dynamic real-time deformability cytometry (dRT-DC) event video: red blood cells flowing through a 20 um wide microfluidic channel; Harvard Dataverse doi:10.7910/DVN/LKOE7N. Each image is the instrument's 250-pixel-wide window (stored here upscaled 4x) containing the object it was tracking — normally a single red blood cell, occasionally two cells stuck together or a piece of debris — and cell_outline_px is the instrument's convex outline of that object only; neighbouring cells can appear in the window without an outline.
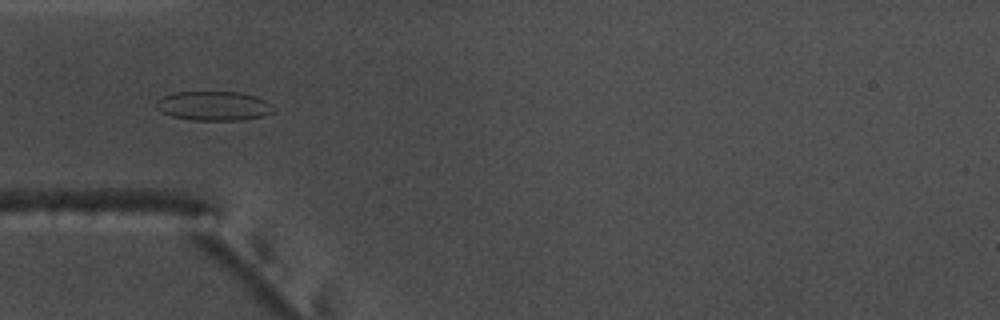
{"species": "common noctule bat (a hibernating species)", "species_latin": "Nyctalus noctula", "temperature_condition": "warm", "stored_images_in_passage": 55, "camera_frame_rate_fps": 3000, "um_per_image_px": 0.085, "animal": {"sex": "male", "body_mass_g": 17.5, "forearm_length_mm": 52.3}, "frame": {"image": 1, "passage_image": 17, "time_ms": 5.333, "image_size_px": [1000, 320], "cell_outline_px": [[276, 112], [264, 116], [244, 120], [192, 120], [172, 116], [160, 112], [156, 108], [156, 100], [164, 96], [176, 92], [240, 92], [256, 96], [268, 100], [272, 104]], "centroid_in_image_um": [18.22, 9.0], "position_along_channel_um": 66.8, "area_um2": 20.35}}
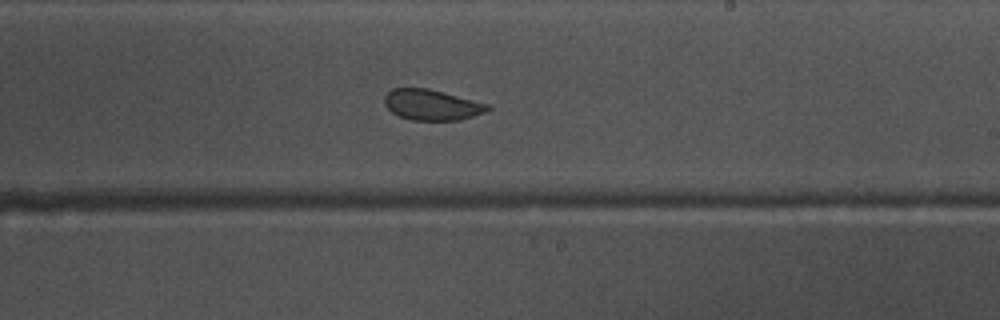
{"frame": {"image": 2, "passage_image": 32, "time_ms": 10.333, "image_size_px": [1000, 320], "cell_outline_px": [[492, 108], [484, 112], [460, 120], [412, 120], [400, 116], [392, 112], [384, 104], [384, 96], [392, 88], [428, 88], [488, 104]], "centroid_in_image_um": [36.68, 8.91], "position_along_channel_um": 252.3, "area_um2": 18.26}}
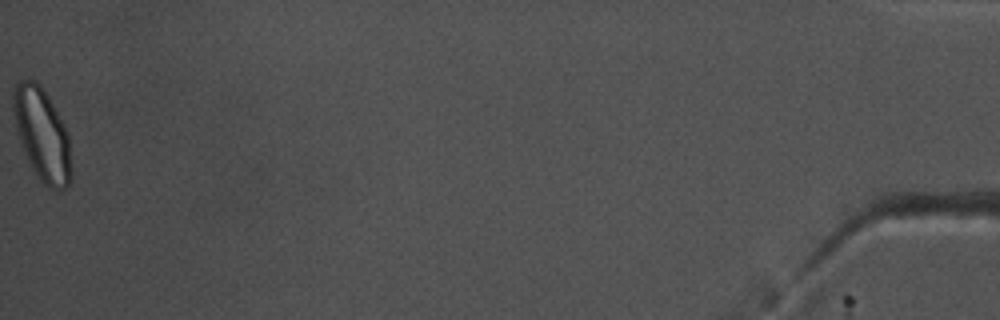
{"frame": {"image": 3, "passage_image": 55, "time_ms": 18.0, "image_size_px": [1000, 320], "cell_outline_px": [[72, 180], [60, 192], [56, 192], [48, 188], [36, 176], [28, 160], [20, 140], [16, 128], [12, 112], [12, 92], [16, 84], [20, 80], [32, 80], [40, 84], [48, 96], [64, 124], [68, 132], [72, 172]], "centroid_in_image_um": [3.59, 11.47], "position_along_channel_um": 431.6, "area_um2": 31.56}, "authors_computed_cell_mechanics": {"area_um2": 21.675, "velocity_mm_per_s": 3.7227, "shape_relaxation_time_tau1_ms": 5.3392, "shape_relaxation_time_tau2_ms": 1.0797, "deformation_change_tau1": 0.096, "deformation_change_tau2": 0.0421}}